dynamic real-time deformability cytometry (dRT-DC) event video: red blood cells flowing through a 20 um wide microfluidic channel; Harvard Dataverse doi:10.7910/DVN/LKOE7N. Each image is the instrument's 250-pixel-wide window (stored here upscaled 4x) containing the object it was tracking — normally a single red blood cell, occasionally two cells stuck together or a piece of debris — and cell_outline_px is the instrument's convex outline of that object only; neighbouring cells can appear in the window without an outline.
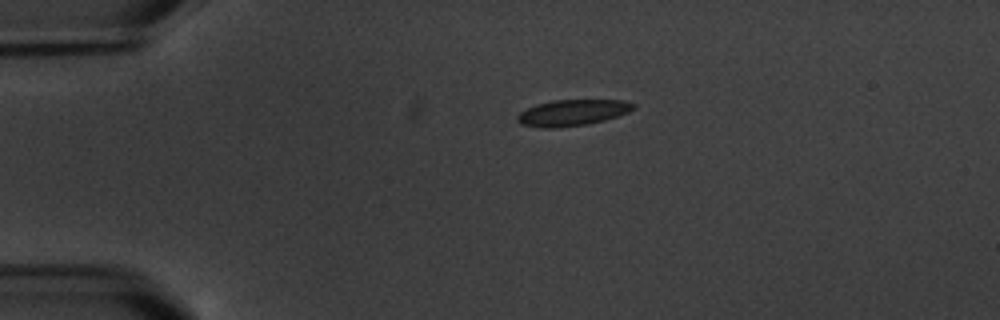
{"species": "common noctule bat (a hibernating species)", "species_latin": "Nyctalus noctula", "temperature_condition": "warm", "stored_images_in_passage": 2, "camera_frame_rate_fps": 3000, "um_per_image_px": 0.085, "animal": {"sex": "male", "body_mass_g": 20.1, "forearm_length_mm": 53.5}, "frame": {"image": 1, "passage_image": 1, "time_ms": 0.0, "image_size_px": [1000, 320], "cell_outline_px": [[636, 108], [628, 112], [604, 120], [588, 124], [556, 128], [540, 128], [520, 124], [516, 120], [516, 116], [520, 112], [536, 104], [552, 100], [624, 100], [636, 104]], "centroid_in_image_um": [48.64, 9.58], "position_along_channel_um": 36.4, "area_um2": 17.8}}